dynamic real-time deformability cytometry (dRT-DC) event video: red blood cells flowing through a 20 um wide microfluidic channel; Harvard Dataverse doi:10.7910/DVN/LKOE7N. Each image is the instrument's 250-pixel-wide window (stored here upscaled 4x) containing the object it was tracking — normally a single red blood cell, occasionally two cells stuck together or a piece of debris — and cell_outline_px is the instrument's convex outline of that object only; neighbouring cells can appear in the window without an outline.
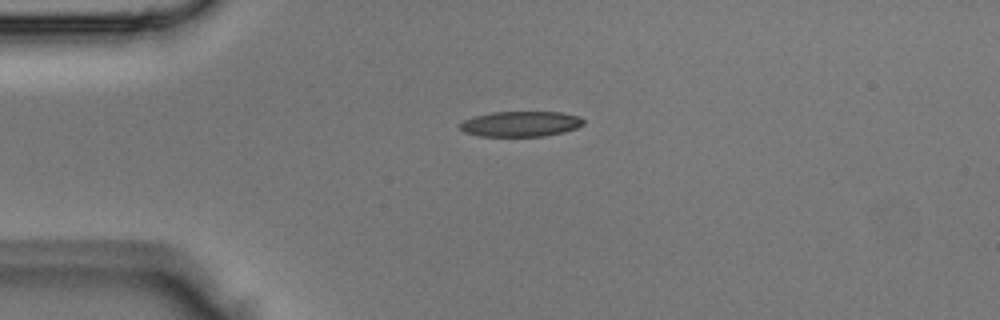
{"species": "Egyptian fruit bat (a non-hibernating species)", "species_latin": "Rousettus aegyptiacus", "temperature_condition": "room temperature", "stored_images_in_passage": 2, "camera_frame_rate_fps": 3000, "um_per_image_px": 0.085, "animal": {"sex": "male"}, "frame": {"image": 1, "passage_image": 1, "time_ms": 0.0, "image_size_px": [1000, 320], "cell_outline_px": [[584, 124], [576, 128], [564, 132], [544, 136], [476, 136], [464, 132], [460, 128], [460, 124], [464, 120], [476, 116], [492, 112], [560, 112], [580, 116], [584, 120]], "centroid_in_image_um": [44.27, 10.53], "position_along_channel_um": 40.7, "area_um2": 18.26}}